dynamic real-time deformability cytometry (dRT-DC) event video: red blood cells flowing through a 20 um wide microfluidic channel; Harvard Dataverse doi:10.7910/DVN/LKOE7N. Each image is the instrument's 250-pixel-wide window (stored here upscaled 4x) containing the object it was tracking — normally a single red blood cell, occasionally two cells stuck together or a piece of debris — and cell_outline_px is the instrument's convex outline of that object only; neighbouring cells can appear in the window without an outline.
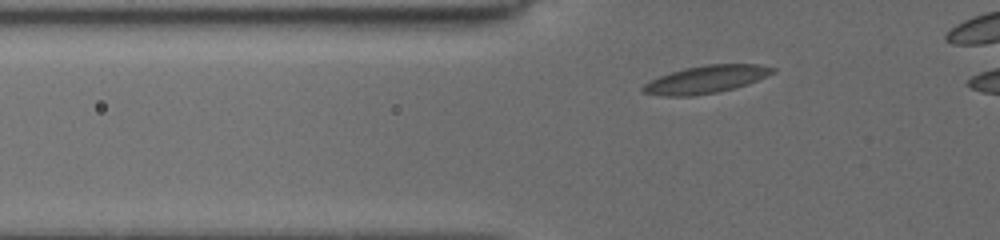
{"species": "common noctule bat (a hibernating species)", "species_latin": "Nyctalus noctula", "temperature_condition": "cold", "stored_images_in_passage": 37, "camera_frame_rate_fps": 3000, "um_per_image_px": 0.085, "animal": {"sex": "female", "body_mass_g": 19.5, "forearm_length_mm": 54.1}, "frame": {"image": 1, "passage_image": 7, "time_ms": 1.667, "image_size_px": [1000, 240], "cell_outline_px": [[776, 72], [768, 76], [748, 84], [716, 92], [692, 96], [664, 96], [640, 92], [640, 88], [644, 84], [660, 76], [684, 68], [708, 64], [756, 64], [776, 68]], "centroid_in_image_um": [60.02, 6.75], "position_along_channel_um": 65.8, "area_um2": 20.81}}
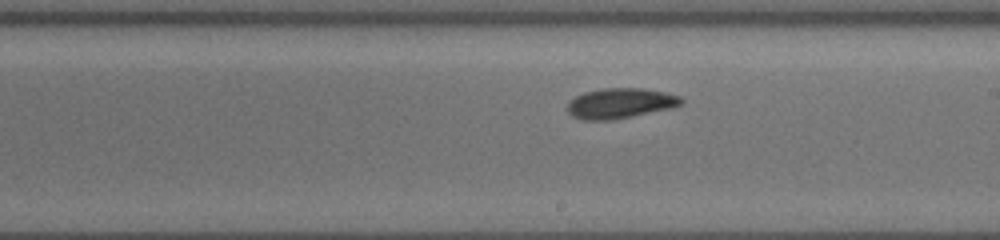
{"frame": {"image": 2, "passage_image": 23, "time_ms": 6.333, "image_size_px": [1000, 240], "cell_outline_px": [[684, 100], [680, 104], [672, 108], [612, 120], [584, 120], [572, 116], [568, 112], [568, 104], [576, 96], [584, 92], [600, 88], [644, 88], [664, 92], [680, 96]], "centroid_in_image_um": [52.72, 8.77], "position_along_channel_um": 236.3, "area_um2": 20.0}}
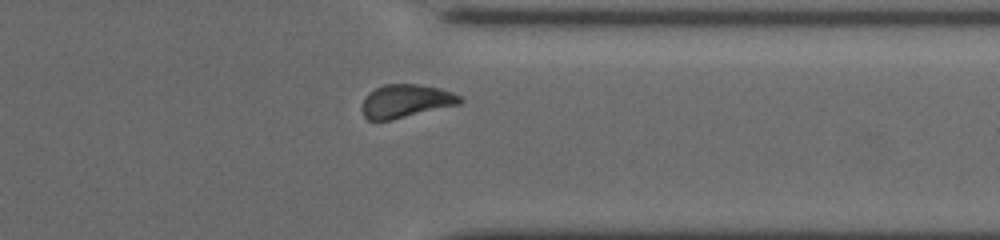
{"frame": {"image": 3, "passage_image": 33, "time_ms": 10.0, "image_size_px": [1000, 240], "cell_outline_px": [[464, 100], [460, 104], [388, 120], [368, 120], [364, 116], [364, 100], [368, 92], [384, 84], [416, 84], [440, 88], [464, 96]], "centroid_in_image_um": [34.55, 8.57], "position_along_channel_um": 376.8, "area_um2": 18.73}, "authors_computed_cell_mechanics": {"area_um2": 19.7676, "velocity_mm_per_s": 3.8317, "shape_relaxation_time_tau1_ms": 3.1136, "shape_relaxation_time_tau2_ms": 8.8109, "deformation_change_tau1": 0.1047, "deformation_change_tau2": 0.1198}}